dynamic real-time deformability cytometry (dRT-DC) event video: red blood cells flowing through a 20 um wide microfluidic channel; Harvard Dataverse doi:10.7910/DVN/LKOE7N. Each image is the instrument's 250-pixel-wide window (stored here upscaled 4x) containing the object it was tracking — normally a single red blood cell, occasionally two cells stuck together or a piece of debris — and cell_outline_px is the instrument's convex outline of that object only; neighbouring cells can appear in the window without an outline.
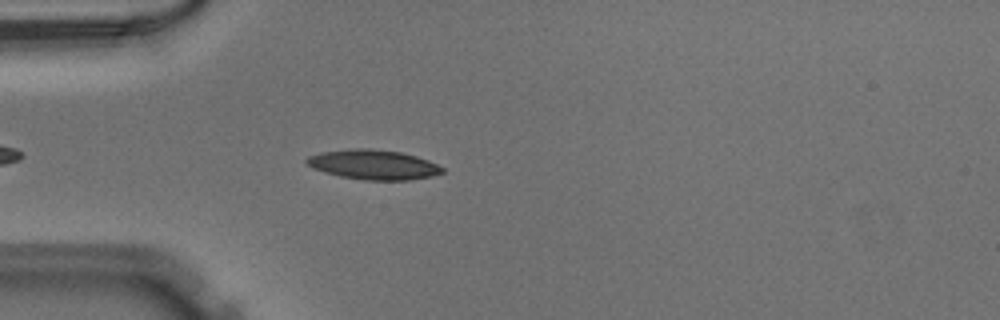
{"species": "Egyptian fruit bat (a non-hibernating species)", "species_latin": "Rousettus aegyptiacus", "temperature_condition": "warm", "stored_images_in_passage": 24, "camera_frame_rate_fps": 3000, "um_per_image_px": 0.085, "animal": {"sex": "male"}, "frame": {"image": 1, "passage_image": 1, "time_ms": 0.0, "image_size_px": [1000, 320], "cell_outline_px": [[444, 172], [432, 176], [408, 180], [368, 180], [340, 176], [324, 172], [312, 168], [304, 160], [308, 156], [320, 152], [352, 148], [368, 148], [400, 152], [416, 156], [428, 160], [444, 168]], "centroid_in_image_um": [31.72, 13.99], "position_along_channel_um": 53.3, "area_um2": 23.47}}
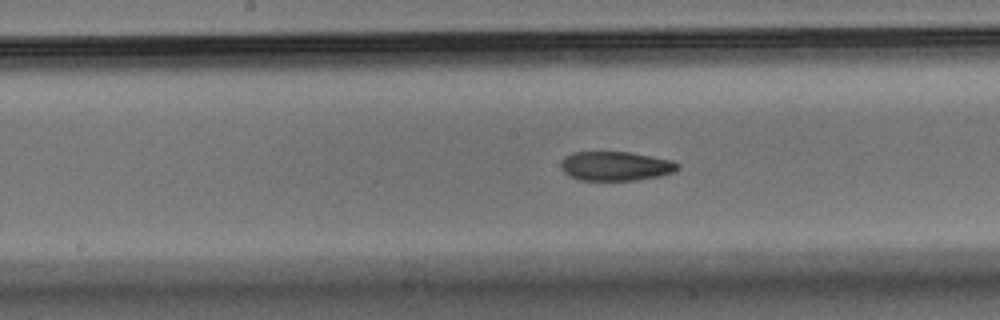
{"frame": {"image": 2, "passage_image": 9, "time_ms": 2.667, "image_size_px": [1000, 320], "cell_outline_px": [[680, 168], [672, 172], [660, 176], [632, 180], [580, 180], [568, 176], [560, 168], [560, 164], [564, 156], [572, 152], [628, 152], [672, 160], [680, 164]], "centroid_in_image_um": [52.29, 14.11], "position_along_channel_um": 195.9, "area_um2": 19.94}}
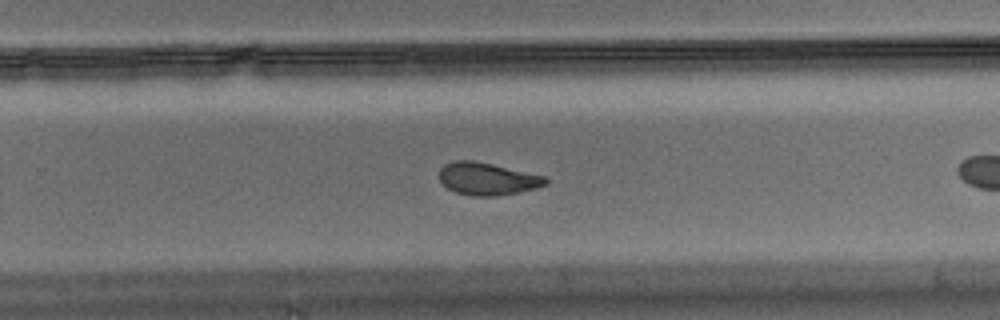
{"frame": {"image": 3, "passage_image": 16, "time_ms": 5.0, "image_size_px": [1000, 320], "cell_outline_px": [[548, 184], [536, 188], [496, 196], [472, 196], [456, 192], [448, 188], [440, 180], [440, 168], [444, 164], [456, 160], [472, 160], [492, 164], [544, 176], [548, 180]], "centroid_in_image_um": [41.41, 15.2], "position_along_channel_um": 288.4, "area_um2": 19.88}}